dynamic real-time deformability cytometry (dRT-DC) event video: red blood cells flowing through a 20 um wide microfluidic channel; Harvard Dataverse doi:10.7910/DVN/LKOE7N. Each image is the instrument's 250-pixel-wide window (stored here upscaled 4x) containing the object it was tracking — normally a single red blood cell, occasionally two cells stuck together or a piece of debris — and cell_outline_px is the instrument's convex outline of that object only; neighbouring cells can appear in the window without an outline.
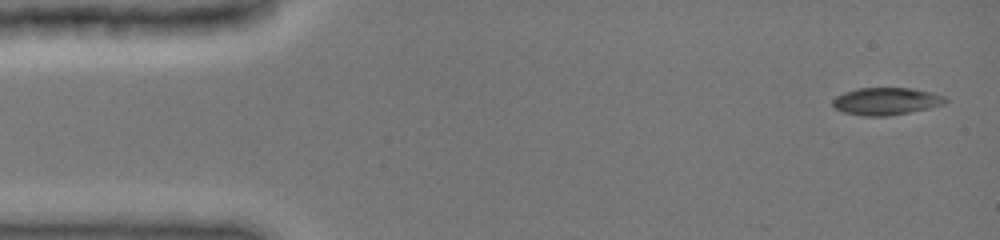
{"species": "common noctule bat (a hibernating species)", "species_latin": "Nyctalus noctula", "temperature_condition": "cold", "stored_images_in_passage": 22, "camera_frame_rate_fps": 3000, "um_per_image_px": 0.085, "animal": {"sex": "female", "body_mass_g": 19.0, "forearm_length_mm": 51.5}, "frame": {"image": 1, "passage_image": 1, "time_ms": 0.0, "image_size_px": [1000, 240], "cell_outline_px": [[948, 100], [944, 104], [928, 108], [888, 116], [864, 116], [844, 112], [832, 108], [832, 100], [836, 96], [844, 92], [856, 88], [912, 88], [932, 92], [948, 96]], "centroid_in_image_um": [75.32, 8.6], "position_along_channel_um": 9.7, "area_um2": 18.15}}
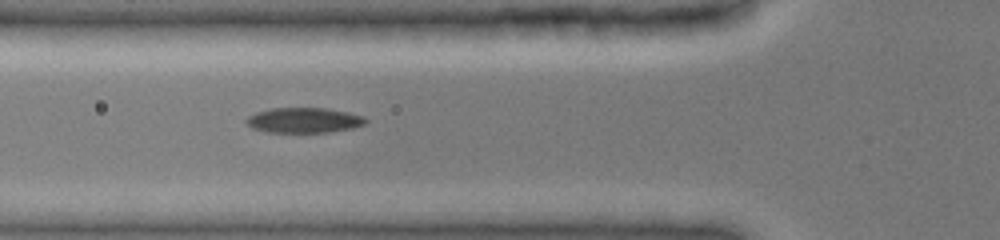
{"frame": {"image": 2, "passage_image": 13, "time_ms": 4.0, "image_size_px": [1000, 240], "cell_outline_px": [[368, 120], [364, 124], [352, 128], [328, 132], [268, 132], [252, 128], [244, 120], [248, 116], [256, 112], [272, 108], [328, 108], [348, 112], [364, 116]], "centroid_in_image_um": [25.84, 10.21], "position_along_channel_um": 100.0, "area_um2": 17.51}}
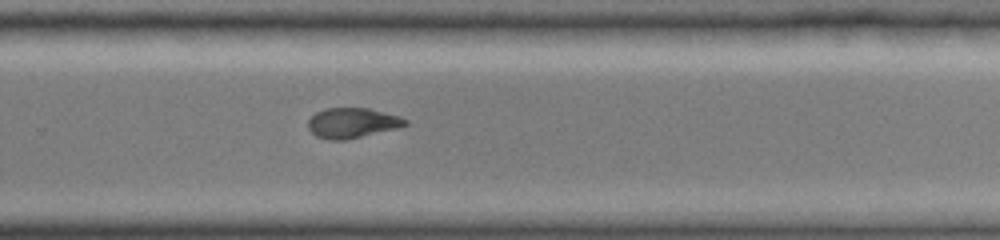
{"frame": {"image": 3, "passage_image": 22, "time_ms": 7.0, "image_size_px": [1000, 240], "cell_outline_px": [[408, 124], [400, 128], [344, 140], [328, 140], [316, 136], [308, 128], [308, 120], [316, 112], [324, 108], [368, 108], [400, 116], [408, 120]], "centroid_in_image_um": [29.96, 10.45], "position_along_channel_um": 299.8, "area_um2": 17.17}}